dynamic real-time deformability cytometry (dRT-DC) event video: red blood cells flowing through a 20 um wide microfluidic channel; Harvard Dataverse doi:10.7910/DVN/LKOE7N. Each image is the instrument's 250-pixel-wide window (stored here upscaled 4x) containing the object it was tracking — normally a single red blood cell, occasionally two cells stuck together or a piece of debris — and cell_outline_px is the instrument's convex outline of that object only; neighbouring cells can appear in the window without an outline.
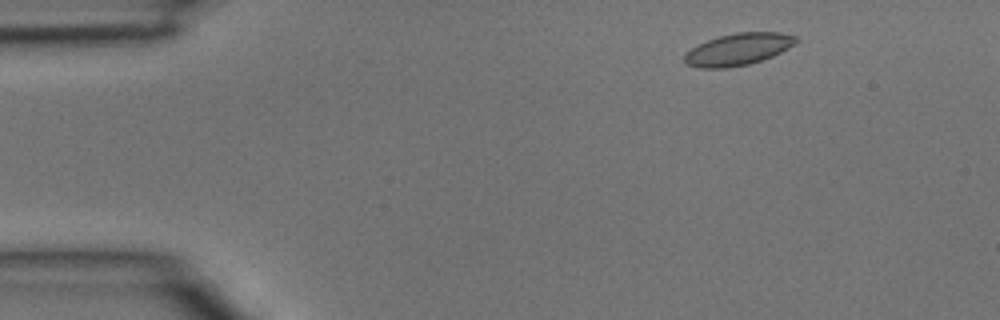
{"species": "common noctule bat (a hibernating species)", "species_latin": "Nyctalus noctula", "temperature_condition": "room temperature", "stored_images_in_passage": 4, "camera_frame_rate_fps": 3000, "um_per_image_px": 0.085, "animal": {"sex": "male", "body_mass_g": 15.6}, "frame": {"image": 1, "passage_image": 2, "time_ms": 0.333, "image_size_px": [1000, 320], "cell_outline_px": [[800, 40], [796, 44], [772, 56], [748, 64], [724, 68], [700, 68], [684, 64], [684, 52], [708, 40], [720, 36], [736, 32], [780, 32], [796, 36]], "centroid_in_image_um": [62.75, 4.19], "position_along_channel_um": 22.3, "area_um2": 20.75}}
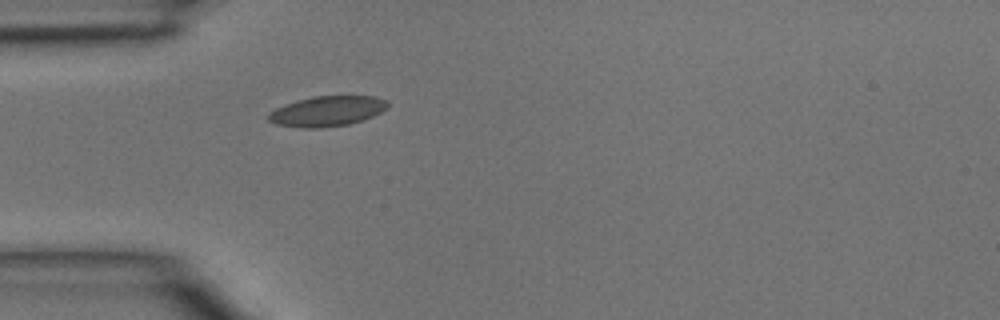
{"frame": {"image": 2, "passage_image": 4, "time_ms": 1.0, "image_size_px": [1000, 320], "cell_outline_px": [[388, 108], [364, 120], [348, 124], [320, 128], [304, 128], [276, 124], [268, 120], [268, 112], [276, 108], [312, 96], [376, 96], [388, 100]], "centroid_in_image_um": [27.84, 9.45], "position_along_channel_um": 57.2, "area_um2": 20.92}}